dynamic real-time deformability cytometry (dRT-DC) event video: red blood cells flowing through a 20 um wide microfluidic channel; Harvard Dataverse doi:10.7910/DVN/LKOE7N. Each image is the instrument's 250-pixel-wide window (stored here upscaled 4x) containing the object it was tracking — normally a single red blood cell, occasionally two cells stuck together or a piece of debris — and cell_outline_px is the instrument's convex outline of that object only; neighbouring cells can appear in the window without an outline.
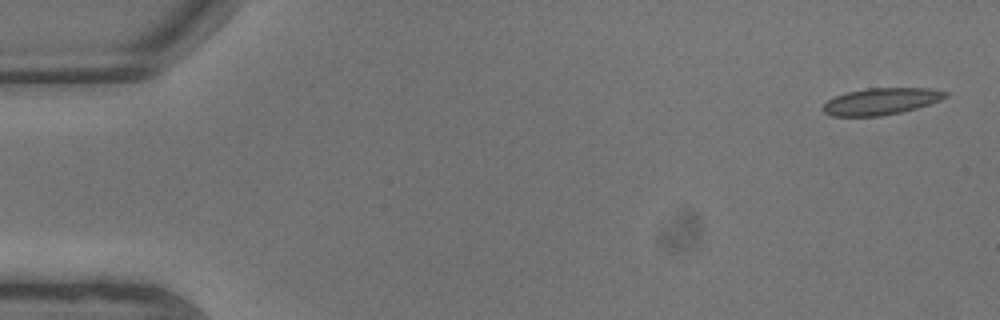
{"species": "common noctule bat (a hibernating species)", "species_latin": "Nyctalus noctula", "temperature_condition": "warm", "stored_images_in_passage": 7, "camera_frame_rate_fps": 3000, "um_per_image_px": 0.085, "animal": {"sex": "male", "body_mass_g": 13.3}, "frame": {"image": 1, "passage_image": 1, "time_ms": 0.0, "image_size_px": [1000, 320], "cell_outline_px": [[948, 96], [940, 100], [916, 108], [900, 112], [880, 116], [832, 116], [824, 112], [820, 108], [828, 100], [836, 96], [848, 92], [868, 88], [928, 88], [948, 92]], "centroid_in_image_um": [74.87, 8.61], "position_along_channel_um": 10.1, "area_um2": 18.9}}